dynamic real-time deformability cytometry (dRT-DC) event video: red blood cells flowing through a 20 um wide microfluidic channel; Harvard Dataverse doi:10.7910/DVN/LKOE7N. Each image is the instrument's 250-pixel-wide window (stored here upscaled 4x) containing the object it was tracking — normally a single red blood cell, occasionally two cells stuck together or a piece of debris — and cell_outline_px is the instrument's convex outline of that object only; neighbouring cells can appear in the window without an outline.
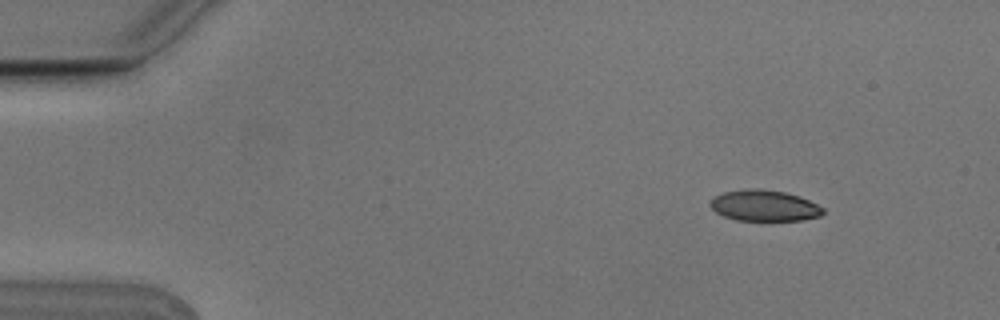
{"species": "Egyptian fruit bat (a non-hibernating species)", "species_latin": "Rousettus aegyptiacus", "temperature_condition": "cold", "stored_images_in_passage": 8, "camera_frame_rate_fps": 3000, "um_per_image_px": 0.085, "animal": {"sex": "male"}, "frame": {"image": 1, "passage_image": 1, "time_ms": 0.0, "image_size_px": [1000, 320], "cell_outline_px": [[824, 212], [820, 216], [800, 220], [736, 220], [724, 216], [716, 212], [708, 204], [716, 196], [724, 192], [748, 188], [760, 188], [784, 192], [800, 196], [824, 208]], "centroid_in_image_um": [64.96, 17.47], "position_along_channel_um": 20.0, "area_um2": 20.29}}
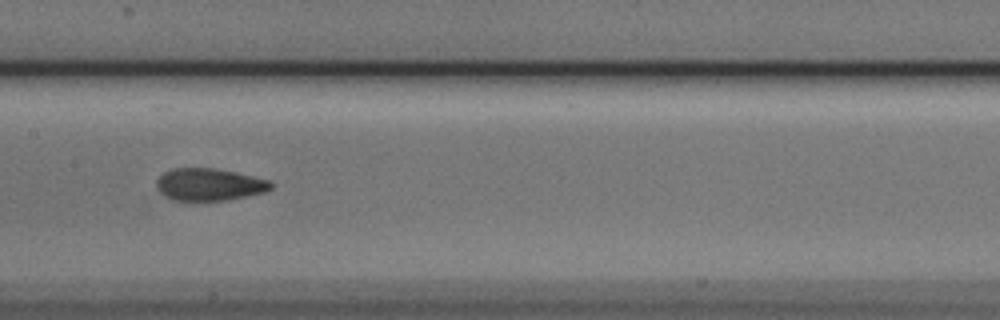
{"frame": {"image": 2, "passage_image": 7, "time_ms": 2.0, "image_size_px": [1000, 320], "cell_outline_px": [[276, 184], [272, 188], [264, 192], [228, 200], [176, 200], [164, 196], [156, 188], [156, 180], [164, 172], [172, 168], [212, 168], [236, 172], [268, 180]], "centroid_in_image_um": [17.78, 15.68], "position_along_channel_um": 189.6, "area_um2": 21.5}}
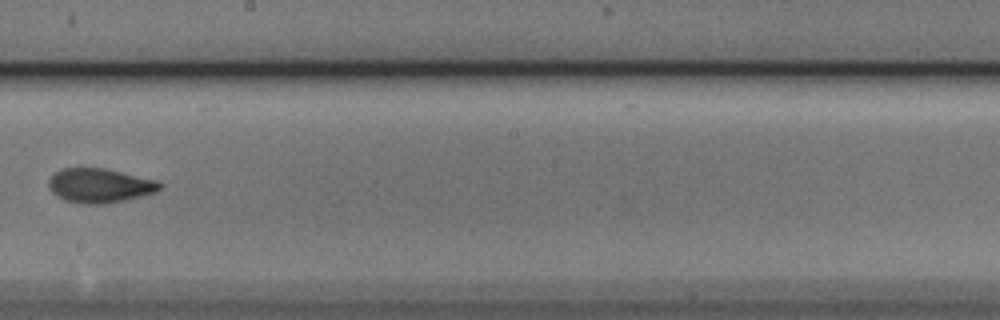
{"frame": {"image": 3, "passage_image": 8, "time_ms": 2.333, "image_size_px": [1000, 320], "cell_outline_px": [[164, 184], [156, 192], [124, 200], [104, 204], [80, 204], [64, 200], [52, 192], [48, 184], [48, 180], [60, 168], [104, 168], [160, 180]], "centroid_in_image_um": [8.5, 15.77], "position_along_channel_um": 239.7, "area_um2": 22.37}}